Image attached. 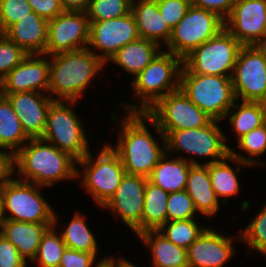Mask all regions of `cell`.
Here are the masks:
<instances>
[{
  "label": "cell",
  "mask_w": 266,
  "mask_h": 267,
  "mask_svg": "<svg viewBox=\"0 0 266 267\" xmlns=\"http://www.w3.org/2000/svg\"><path fill=\"white\" fill-rule=\"evenodd\" d=\"M116 124L120 129L117 142L108 144L119 155L127 174L148 178L166 153L165 136L146 113H125ZM147 125L153 127L161 142L158 143Z\"/></svg>",
  "instance_id": "1"
},
{
  "label": "cell",
  "mask_w": 266,
  "mask_h": 267,
  "mask_svg": "<svg viewBox=\"0 0 266 267\" xmlns=\"http://www.w3.org/2000/svg\"><path fill=\"white\" fill-rule=\"evenodd\" d=\"M12 163L13 177L46 188L77 180V161L42 138L29 139L13 156Z\"/></svg>",
  "instance_id": "2"
},
{
  "label": "cell",
  "mask_w": 266,
  "mask_h": 267,
  "mask_svg": "<svg viewBox=\"0 0 266 267\" xmlns=\"http://www.w3.org/2000/svg\"><path fill=\"white\" fill-rule=\"evenodd\" d=\"M105 66L87 47L50 55L49 96L53 101H78Z\"/></svg>",
  "instance_id": "3"
},
{
  "label": "cell",
  "mask_w": 266,
  "mask_h": 267,
  "mask_svg": "<svg viewBox=\"0 0 266 267\" xmlns=\"http://www.w3.org/2000/svg\"><path fill=\"white\" fill-rule=\"evenodd\" d=\"M183 60L162 50L136 77L132 78L133 102L121 103L124 113H146L161 98L179 89ZM135 97V98H134ZM138 101V102H137Z\"/></svg>",
  "instance_id": "4"
},
{
  "label": "cell",
  "mask_w": 266,
  "mask_h": 267,
  "mask_svg": "<svg viewBox=\"0 0 266 267\" xmlns=\"http://www.w3.org/2000/svg\"><path fill=\"white\" fill-rule=\"evenodd\" d=\"M77 166L81 170L77 167L76 179H82V188L100 208L115 194L126 174L119 155L108 143L99 147L95 156L90 150L77 161Z\"/></svg>",
  "instance_id": "5"
},
{
  "label": "cell",
  "mask_w": 266,
  "mask_h": 267,
  "mask_svg": "<svg viewBox=\"0 0 266 267\" xmlns=\"http://www.w3.org/2000/svg\"><path fill=\"white\" fill-rule=\"evenodd\" d=\"M220 122L212 120L204 127L170 132L165 137L166 152L171 155H174V152L175 155L183 153L184 155H176V157L182 158L192 165H208L221 161L230 154V147L227 144V135L220 128ZM185 154L189 155L188 158ZM201 158L206 160L208 158V161L199 162Z\"/></svg>",
  "instance_id": "6"
},
{
  "label": "cell",
  "mask_w": 266,
  "mask_h": 267,
  "mask_svg": "<svg viewBox=\"0 0 266 267\" xmlns=\"http://www.w3.org/2000/svg\"><path fill=\"white\" fill-rule=\"evenodd\" d=\"M76 103L78 101H54L49 107L41 138L79 161L91 149L85 124L74 111Z\"/></svg>",
  "instance_id": "7"
},
{
  "label": "cell",
  "mask_w": 266,
  "mask_h": 267,
  "mask_svg": "<svg viewBox=\"0 0 266 267\" xmlns=\"http://www.w3.org/2000/svg\"><path fill=\"white\" fill-rule=\"evenodd\" d=\"M179 88L209 117L221 122L236 101L231 77L180 73Z\"/></svg>",
  "instance_id": "8"
},
{
  "label": "cell",
  "mask_w": 266,
  "mask_h": 267,
  "mask_svg": "<svg viewBox=\"0 0 266 267\" xmlns=\"http://www.w3.org/2000/svg\"><path fill=\"white\" fill-rule=\"evenodd\" d=\"M243 45L223 28L216 36L195 48L183 59L180 73L232 77Z\"/></svg>",
  "instance_id": "9"
},
{
  "label": "cell",
  "mask_w": 266,
  "mask_h": 267,
  "mask_svg": "<svg viewBox=\"0 0 266 267\" xmlns=\"http://www.w3.org/2000/svg\"><path fill=\"white\" fill-rule=\"evenodd\" d=\"M43 188L10 176L0 185L6 219L30 223H54L55 208L40 192Z\"/></svg>",
  "instance_id": "10"
},
{
  "label": "cell",
  "mask_w": 266,
  "mask_h": 267,
  "mask_svg": "<svg viewBox=\"0 0 266 267\" xmlns=\"http://www.w3.org/2000/svg\"><path fill=\"white\" fill-rule=\"evenodd\" d=\"M223 28H225L224 20L216 13L191 5L186 15L172 29L171 37L164 50L183 60Z\"/></svg>",
  "instance_id": "11"
},
{
  "label": "cell",
  "mask_w": 266,
  "mask_h": 267,
  "mask_svg": "<svg viewBox=\"0 0 266 267\" xmlns=\"http://www.w3.org/2000/svg\"><path fill=\"white\" fill-rule=\"evenodd\" d=\"M146 114L158 125L165 137L172 131L204 127L213 120L180 88L161 98Z\"/></svg>",
  "instance_id": "12"
},
{
  "label": "cell",
  "mask_w": 266,
  "mask_h": 267,
  "mask_svg": "<svg viewBox=\"0 0 266 267\" xmlns=\"http://www.w3.org/2000/svg\"><path fill=\"white\" fill-rule=\"evenodd\" d=\"M236 100L262 102L266 98V58L254 46H242L231 77Z\"/></svg>",
  "instance_id": "13"
},
{
  "label": "cell",
  "mask_w": 266,
  "mask_h": 267,
  "mask_svg": "<svg viewBox=\"0 0 266 267\" xmlns=\"http://www.w3.org/2000/svg\"><path fill=\"white\" fill-rule=\"evenodd\" d=\"M139 38L135 18L130 12L115 19L90 21L87 48L107 66L110 58L119 49Z\"/></svg>",
  "instance_id": "14"
},
{
  "label": "cell",
  "mask_w": 266,
  "mask_h": 267,
  "mask_svg": "<svg viewBox=\"0 0 266 267\" xmlns=\"http://www.w3.org/2000/svg\"><path fill=\"white\" fill-rule=\"evenodd\" d=\"M90 21L86 12L64 11L48 23L45 55L86 48Z\"/></svg>",
  "instance_id": "15"
},
{
  "label": "cell",
  "mask_w": 266,
  "mask_h": 267,
  "mask_svg": "<svg viewBox=\"0 0 266 267\" xmlns=\"http://www.w3.org/2000/svg\"><path fill=\"white\" fill-rule=\"evenodd\" d=\"M148 178L125 174L115 194L102 207L116 214L138 236L142 233V213Z\"/></svg>",
  "instance_id": "16"
},
{
  "label": "cell",
  "mask_w": 266,
  "mask_h": 267,
  "mask_svg": "<svg viewBox=\"0 0 266 267\" xmlns=\"http://www.w3.org/2000/svg\"><path fill=\"white\" fill-rule=\"evenodd\" d=\"M216 228L208 227L187 248L189 267H224L234 258L235 241L241 242L240 233L235 236L224 235Z\"/></svg>",
  "instance_id": "17"
},
{
  "label": "cell",
  "mask_w": 266,
  "mask_h": 267,
  "mask_svg": "<svg viewBox=\"0 0 266 267\" xmlns=\"http://www.w3.org/2000/svg\"><path fill=\"white\" fill-rule=\"evenodd\" d=\"M225 28L243 45H255L266 35V0H235Z\"/></svg>",
  "instance_id": "18"
},
{
  "label": "cell",
  "mask_w": 266,
  "mask_h": 267,
  "mask_svg": "<svg viewBox=\"0 0 266 267\" xmlns=\"http://www.w3.org/2000/svg\"><path fill=\"white\" fill-rule=\"evenodd\" d=\"M49 68V55L28 54L0 82V94L29 91L48 93Z\"/></svg>",
  "instance_id": "19"
},
{
  "label": "cell",
  "mask_w": 266,
  "mask_h": 267,
  "mask_svg": "<svg viewBox=\"0 0 266 267\" xmlns=\"http://www.w3.org/2000/svg\"><path fill=\"white\" fill-rule=\"evenodd\" d=\"M3 96L11 103L25 134L30 139L41 138L46 127L49 107L54 102L49 94L29 91Z\"/></svg>",
  "instance_id": "20"
},
{
  "label": "cell",
  "mask_w": 266,
  "mask_h": 267,
  "mask_svg": "<svg viewBox=\"0 0 266 267\" xmlns=\"http://www.w3.org/2000/svg\"><path fill=\"white\" fill-rule=\"evenodd\" d=\"M49 21L31 12L3 34L28 54H44L48 41Z\"/></svg>",
  "instance_id": "21"
},
{
  "label": "cell",
  "mask_w": 266,
  "mask_h": 267,
  "mask_svg": "<svg viewBox=\"0 0 266 267\" xmlns=\"http://www.w3.org/2000/svg\"><path fill=\"white\" fill-rule=\"evenodd\" d=\"M131 13L135 18L140 38L166 46L172 29L162 17L157 0H132Z\"/></svg>",
  "instance_id": "22"
},
{
  "label": "cell",
  "mask_w": 266,
  "mask_h": 267,
  "mask_svg": "<svg viewBox=\"0 0 266 267\" xmlns=\"http://www.w3.org/2000/svg\"><path fill=\"white\" fill-rule=\"evenodd\" d=\"M54 223H30L6 219L0 235L10 241L21 257L31 263L37 253L42 236Z\"/></svg>",
  "instance_id": "23"
},
{
  "label": "cell",
  "mask_w": 266,
  "mask_h": 267,
  "mask_svg": "<svg viewBox=\"0 0 266 267\" xmlns=\"http://www.w3.org/2000/svg\"><path fill=\"white\" fill-rule=\"evenodd\" d=\"M185 191L192 198L196 211L205 218H214L220 211L221 202L214 192L208 165L190 167Z\"/></svg>",
  "instance_id": "24"
},
{
  "label": "cell",
  "mask_w": 266,
  "mask_h": 267,
  "mask_svg": "<svg viewBox=\"0 0 266 267\" xmlns=\"http://www.w3.org/2000/svg\"><path fill=\"white\" fill-rule=\"evenodd\" d=\"M229 163L235 164L236 169H233V166ZM243 167L250 168L251 166L230 154L221 161L208 164L212 188L223 206L228 204L229 199H231L230 197H236L240 193L241 184L239 183L238 176Z\"/></svg>",
  "instance_id": "25"
},
{
  "label": "cell",
  "mask_w": 266,
  "mask_h": 267,
  "mask_svg": "<svg viewBox=\"0 0 266 267\" xmlns=\"http://www.w3.org/2000/svg\"><path fill=\"white\" fill-rule=\"evenodd\" d=\"M163 49L154 41L139 38L119 49L108 62L136 77Z\"/></svg>",
  "instance_id": "26"
},
{
  "label": "cell",
  "mask_w": 266,
  "mask_h": 267,
  "mask_svg": "<svg viewBox=\"0 0 266 267\" xmlns=\"http://www.w3.org/2000/svg\"><path fill=\"white\" fill-rule=\"evenodd\" d=\"M137 237L152 254L153 267H189L187 249L175 245L158 230L145 231Z\"/></svg>",
  "instance_id": "27"
},
{
  "label": "cell",
  "mask_w": 266,
  "mask_h": 267,
  "mask_svg": "<svg viewBox=\"0 0 266 267\" xmlns=\"http://www.w3.org/2000/svg\"><path fill=\"white\" fill-rule=\"evenodd\" d=\"M191 166L188 161L166 152L153 168L148 180L167 193L182 191L185 190Z\"/></svg>",
  "instance_id": "28"
},
{
  "label": "cell",
  "mask_w": 266,
  "mask_h": 267,
  "mask_svg": "<svg viewBox=\"0 0 266 267\" xmlns=\"http://www.w3.org/2000/svg\"><path fill=\"white\" fill-rule=\"evenodd\" d=\"M225 119L235 131V138L238 140L244 134L266 123V111L262 102H238L236 100L227 112Z\"/></svg>",
  "instance_id": "29"
},
{
  "label": "cell",
  "mask_w": 266,
  "mask_h": 267,
  "mask_svg": "<svg viewBox=\"0 0 266 267\" xmlns=\"http://www.w3.org/2000/svg\"><path fill=\"white\" fill-rule=\"evenodd\" d=\"M29 139L11 103L0 94V148L13 157Z\"/></svg>",
  "instance_id": "30"
},
{
  "label": "cell",
  "mask_w": 266,
  "mask_h": 267,
  "mask_svg": "<svg viewBox=\"0 0 266 267\" xmlns=\"http://www.w3.org/2000/svg\"><path fill=\"white\" fill-rule=\"evenodd\" d=\"M169 193L147 180L142 213V232L158 230L167 222Z\"/></svg>",
  "instance_id": "31"
},
{
  "label": "cell",
  "mask_w": 266,
  "mask_h": 267,
  "mask_svg": "<svg viewBox=\"0 0 266 267\" xmlns=\"http://www.w3.org/2000/svg\"><path fill=\"white\" fill-rule=\"evenodd\" d=\"M85 219L84 215L79 210H76L71 221L59 233L67 248L99 254L97 237L89 229Z\"/></svg>",
  "instance_id": "32"
},
{
  "label": "cell",
  "mask_w": 266,
  "mask_h": 267,
  "mask_svg": "<svg viewBox=\"0 0 266 267\" xmlns=\"http://www.w3.org/2000/svg\"><path fill=\"white\" fill-rule=\"evenodd\" d=\"M57 216L58 214L55 211L54 224L42 236L35 258L31 262L32 265L36 263L38 267L59 266L61 257L67 246L62 240L61 234L58 232L59 218Z\"/></svg>",
  "instance_id": "33"
},
{
  "label": "cell",
  "mask_w": 266,
  "mask_h": 267,
  "mask_svg": "<svg viewBox=\"0 0 266 267\" xmlns=\"http://www.w3.org/2000/svg\"><path fill=\"white\" fill-rule=\"evenodd\" d=\"M237 146L240 152H244L249 156H244L231 147L230 155L251 167L263 166L265 168V160H260L259 158L261 155L266 154V123L240 137L237 140Z\"/></svg>",
  "instance_id": "34"
},
{
  "label": "cell",
  "mask_w": 266,
  "mask_h": 267,
  "mask_svg": "<svg viewBox=\"0 0 266 267\" xmlns=\"http://www.w3.org/2000/svg\"><path fill=\"white\" fill-rule=\"evenodd\" d=\"M195 219L167 221L158 231L175 245L187 249L207 228Z\"/></svg>",
  "instance_id": "35"
},
{
  "label": "cell",
  "mask_w": 266,
  "mask_h": 267,
  "mask_svg": "<svg viewBox=\"0 0 266 267\" xmlns=\"http://www.w3.org/2000/svg\"><path fill=\"white\" fill-rule=\"evenodd\" d=\"M246 227L240 228L241 244L266 256V201Z\"/></svg>",
  "instance_id": "36"
},
{
  "label": "cell",
  "mask_w": 266,
  "mask_h": 267,
  "mask_svg": "<svg viewBox=\"0 0 266 267\" xmlns=\"http://www.w3.org/2000/svg\"><path fill=\"white\" fill-rule=\"evenodd\" d=\"M132 0H90L89 21L115 19L131 12Z\"/></svg>",
  "instance_id": "37"
},
{
  "label": "cell",
  "mask_w": 266,
  "mask_h": 267,
  "mask_svg": "<svg viewBox=\"0 0 266 267\" xmlns=\"http://www.w3.org/2000/svg\"><path fill=\"white\" fill-rule=\"evenodd\" d=\"M192 198L185 190L169 193L167 201V221H179L197 218Z\"/></svg>",
  "instance_id": "38"
},
{
  "label": "cell",
  "mask_w": 266,
  "mask_h": 267,
  "mask_svg": "<svg viewBox=\"0 0 266 267\" xmlns=\"http://www.w3.org/2000/svg\"><path fill=\"white\" fill-rule=\"evenodd\" d=\"M28 55L15 42L0 33V82Z\"/></svg>",
  "instance_id": "39"
},
{
  "label": "cell",
  "mask_w": 266,
  "mask_h": 267,
  "mask_svg": "<svg viewBox=\"0 0 266 267\" xmlns=\"http://www.w3.org/2000/svg\"><path fill=\"white\" fill-rule=\"evenodd\" d=\"M33 12L27 0H0V33Z\"/></svg>",
  "instance_id": "40"
},
{
  "label": "cell",
  "mask_w": 266,
  "mask_h": 267,
  "mask_svg": "<svg viewBox=\"0 0 266 267\" xmlns=\"http://www.w3.org/2000/svg\"><path fill=\"white\" fill-rule=\"evenodd\" d=\"M157 5L164 20L173 29L186 15L191 2L190 0H157Z\"/></svg>",
  "instance_id": "41"
},
{
  "label": "cell",
  "mask_w": 266,
  "mask_h": 267,
  "mask_svg": "<svg viewBox=\"0 0 266 267\" xmlns=\"http://www.w3.org/2000/svg\"><path fill=\"white\" fill-rule=\"evenodd\" d=\"M97 255L90 252H81L66 248L59 266L61 267H98L107 257H102L97 261Z\"/></svg>",
  "instance_id": "42"
},
{
  "label": "cell",
  "mask_w": 266,
  "mask_h": 267,
  "mask_svg": "<svg viewBox=\"0 0 266 267\" xmlns=\"http://www.w3.org/2000/svg\"><path fill=\"white\" fill-rule=\"evenodd\" d=\"M17 248L0 235V267H27Z\"/></svg>",
  "instance_id": "43"
},
{
  "label": "cell",
  "mask_w": 266,
  "mask_h": 267,
  "mask_svg": "<svg viewBox=\"0 0 266 267\" xmlns=\"http://www.w3.org/2000/svg\"><path fill=\"white\" fill-rule=\"evenodd\" d=\"M33 12L50 21L64 12L60 0H27Z\"/></svg>",
  "instance_id": "44"
},
{
  "label": "cell",
  "mask_w": 266,
  "mask_h": 267,
  "mask_svg": "<svg viewBox=\"0 0 266 267\" xmlns=\"http://www.w3.org/2000/svg\"><path fill=\"white\" fill-rule=\"evenodd\" d=\"M191 5L216 13L224 21L231 14L235 0H190Z\"/></svg>",
  "instance_id": "45"
},
{
  "label": "cell",
  "mask_w": 266,
  "mask_h": 267,
  "mask_svg": "<svg viewBox=\"0 0 266 267\" xmlns=\"http://www.w3.org/2000/svg\"><path fill=\"white\" fill-rule=\"evenodd\" d=\"M13 157L0 148V185L13 176Z\"/></svg>",
  "instance_id": "46"
},
{
  "label": "cell",
  "mask_w": 266,
  "mask_h": 267,
  "mask_svg": "<svg viewBox=\"0 0 266 267\" xmlns=\"http://www.w3.org/2000/svg\"><path fill=\"white\" fill-rule=\"evenodd\" d=\"M64 11L86 12L90 0H60Z\"/></svg>",
  "instance_id": "47"
},
{
  "label": "cell",
  "mask_w": 266,
  "mask_h": 267,
  "mask_svg": "<svg viewBox=\"0 0 266 267\" xmlns=\"http://www.w3.org/2000/svg\"><path fill=\"white\" fill-rule=\"evenodd\" d=\"M109 267H138L136 264H133L130 260H127L126 257H114L113 255L109 256Z\"/></svg>",
  "instance_id": "48"
},
{
  "label": "cell",
  "mask_w": 266,
  "mask_h": 267,
  "mask_svg": "<svg viewBox=\"0 0 266 267\" xmlns=\"http://www.w3.org/2000/svg\"><path fill=\"white\" fill-rule=\"evenodd\" d=\"M266 58V35L254 45Z\"/></svg>",
  "instance_id": "49"
},
{
  "label": "cell",
  "mask_w": 266,
  "mask_h": 267,
  "mask_svg": "<svg viewBox=\"0 0 266 267\" xmlns=\"http://www.w3.org/2000/svg\"><path fill=\"white\" fill-rule=\"evenodd\" d=\"M5 220H6V216H5V211H4V200H3L2 193L0 191V230Z\"/></svg>",
  "instance_id": "50"
},
{
  "label": "cell",
  "mask_w": 266,
  "mask_h": 267,
  "mask_svg": "<svg viewBox=\"0 0 266 267\" xmlns=\"http://www.w3.org/2000/svg\"><path fill=\"white\" fill-rule=\"evenodd\" d=\"M98 267H109V256H107Z\"/></svg>",
  "instance_id": "51"
},
{
  "label": "cell",
  "mask_w": 266,
  "mask_h": 267,
  "mask_svg": "<svg viewBox=\"0 0 266 267\" xmlns=\"http://www.w3.org/2000/svg\"><path fill=\"white\" fill-rule=\"evenodd\" d=\"M262 103H263L264 109L266 111V98L262 101Z\"/></svg>",
  "instance_id": "52"
}]
</instances>
